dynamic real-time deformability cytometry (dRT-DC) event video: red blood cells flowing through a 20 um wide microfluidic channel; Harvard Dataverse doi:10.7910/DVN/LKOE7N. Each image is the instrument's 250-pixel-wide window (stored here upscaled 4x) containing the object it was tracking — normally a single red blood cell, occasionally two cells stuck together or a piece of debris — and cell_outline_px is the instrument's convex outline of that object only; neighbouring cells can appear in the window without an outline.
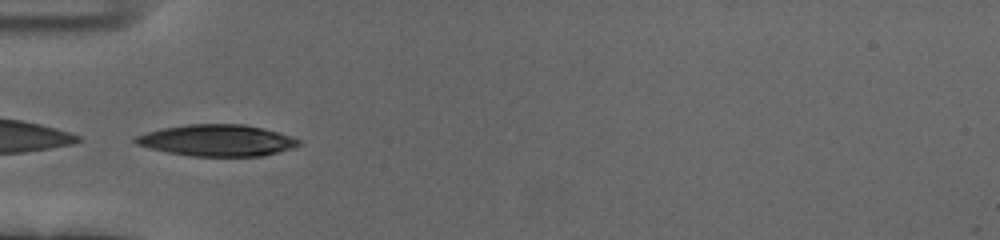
{"species": "human", "species_latin": "Homo sapiens", "temperature_condition": "cold", "stored_images_in_passage": 38, "camera_frame_rate_fps": 3000, "um_per_image_px": 0.085, "donor": {"sex": "female"}, "frame": {"image": 1, "passage_image": 1, "time_ms": 0.0, "image_size_px": [1000, 240], "cell_outline_px": [[300, 144], [292, 148], [264, 156], [192, 156], [168, 152], [136, 144], [132, 140], [136, 136], [148, 132], [164, 128], [188, 124], [244, 124], [292, 136], [300, 140]], "centroid_in_image_um": [18.46, 11.93], "position_along_channel_um": 66.5, "area_um2": 29.65}}
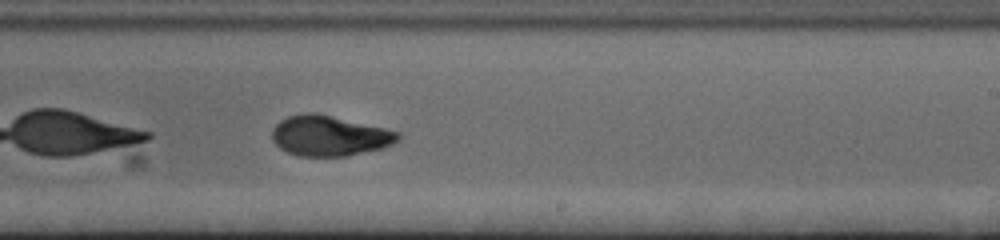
{"frame": {"image": 2, "passage_image": 17, "time_ms": 5.333, "image_size_px": [1000, 240], "cell_outline_px": [[400, 140], [392, 144], [380, 148], [344, 156], [300, 156], [288, 152], [280, 148], [272, 140], [272, 128], [280, 120], [288, 116], [308, 112], [312, 112], [384, 128], [400, 132]], "centroid_in_image_um": [27.97, 11.54], "position_along_channel_um": 261.0, "area_um2": 29.19}}
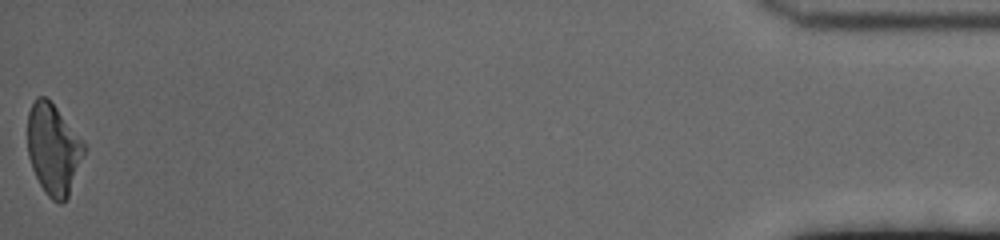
{"frame": {"image": 3, "passage_image": 38, "time_ms": 12.333, "image_size_px": [1000, 240], "cell_outline_px": [[88, 148], [68, 196], [60, 204], [52, 200], [44, 192], [32, 168], [28, 156], [28, 112], [36, 96], [44, 96], [56, 108]], "centroid_in_image_um": [4.54, 12.71], "position_along_channel_um": 430.7, "area_um2": 29.71}, "authors_computed_cell_mechanics": {"area_um2": 29.6514, "velocity_mm_per_s": 3.6786, "shape_relaxation_time_tau1_ms": 3.8386, "shape_relaxation_time_tau2_ms": 1.4838, "deformation_change_tau1": 0.1809, "deformation_change_tau2": 0.0683}}